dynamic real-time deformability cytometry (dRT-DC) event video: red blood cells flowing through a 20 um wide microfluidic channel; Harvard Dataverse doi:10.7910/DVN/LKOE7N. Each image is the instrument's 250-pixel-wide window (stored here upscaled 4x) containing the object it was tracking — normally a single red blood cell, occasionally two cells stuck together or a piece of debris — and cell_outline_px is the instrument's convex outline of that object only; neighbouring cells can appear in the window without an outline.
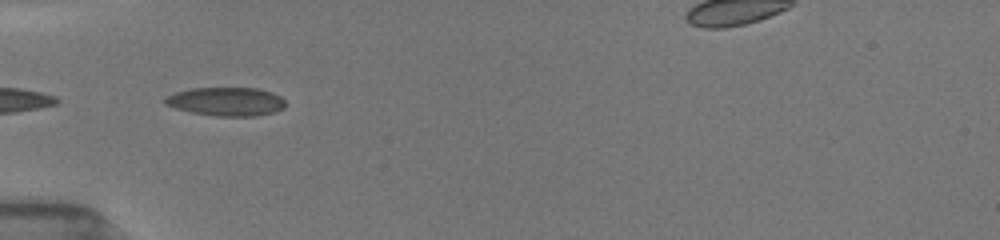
{"species": "common noctule bat (a hibernating species)", "species_latin": "Nyctalus noctula", "temperature_condition": "room temperature", "stored_images_in_passage": 11, "camera_frame_rate_fps": 3000, "um_per_image_px": 0.085, "animal": {"sex": "female", "body_mass_g": 19.5, "forearm_length_mm": 54.1}, "frame": {"image": 1, "passage_image": 5, "time_ms": 2.667, "image_size_px": [1000, 240], "cell_outline_px": [[284, 108], [276, 112], [256, 116], [216, 116], [192, 112], [176, 108], [164, 104], [160, 100], [164, 96], [188, 88], [260, 88], [272, 92], [280, 96], [284, 100]], "centroid_in_image_um": [19.2, 8.62], "position_along_channel_um": 65.8, "area_um2": 20.35}}